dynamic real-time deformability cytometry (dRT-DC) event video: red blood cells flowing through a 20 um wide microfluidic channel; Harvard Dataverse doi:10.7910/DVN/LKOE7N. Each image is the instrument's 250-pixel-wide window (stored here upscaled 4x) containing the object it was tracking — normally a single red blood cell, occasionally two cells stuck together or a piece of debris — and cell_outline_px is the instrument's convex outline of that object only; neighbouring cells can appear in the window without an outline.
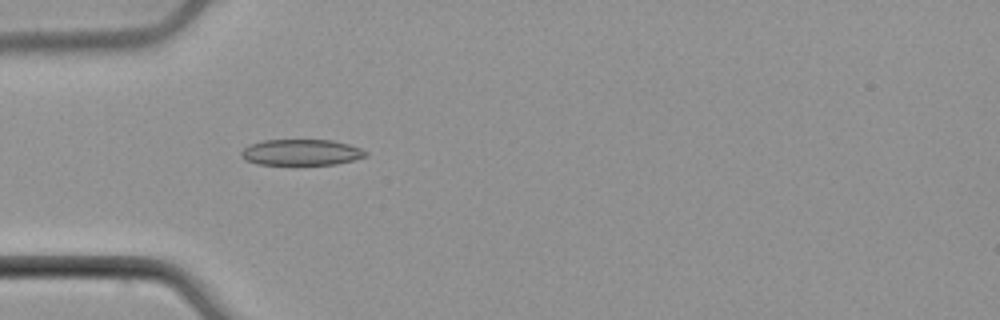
{"species": "common noctule bat (a hibernating species)", "species_latin": "Nyctalus noctula", "temperature_condition": "cold", "stored_images_in_passage": 33, "camera_frame_rate_fps": 3000, "um_per_image_px": 0.085, "animal": {"sex": "male", "body_mass_g": 21.5, "forearm_length_mm": 52.0}, "frame": {"image": 1, "passage_image": 1, "time_ms": 0.0, "image_size_px": [1000, 320], "cell_outline_px": [[368, 156], [336, 164], [260, 164], [244, 160], [240, 156], [240, 152], [244, 148], [252, 144], [264, 140], [332, 140], [348, 144], [360, 148], [368, 152]], "centroid_in_image_um": [25.61, 12.94], "position_along_channel_um": 59.4, "area_um2": 18.73}}
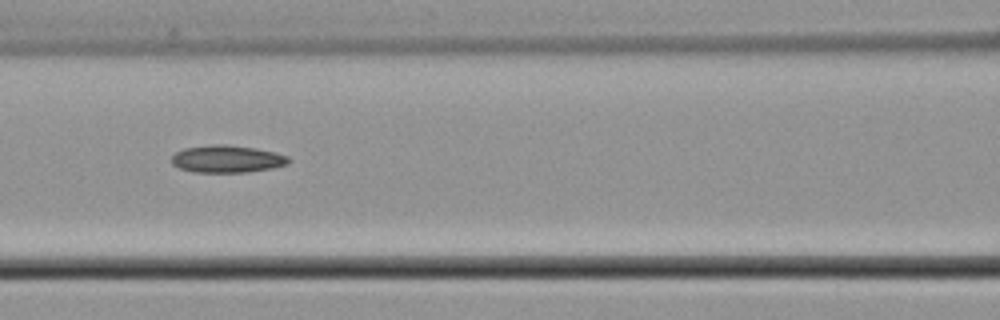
{"frame": {"image": 2, "passage_image": 8, "time_ms": 2.333, "image_size_px": [1000, 320], "cell_outline_px": [[292, 160], [288, 164], [272, 168], [248, 172], [192, 172], [180, 168], [172, 164], [172, 156], [176, 152], [184, 148], [216, 144], [224, 144], [256, 148], [276, 152], [288, 156]], "centroid_in_image_um": [19.33, 13.51], "position_along_channel_um": 147.3, "area_um2": 18.73}}
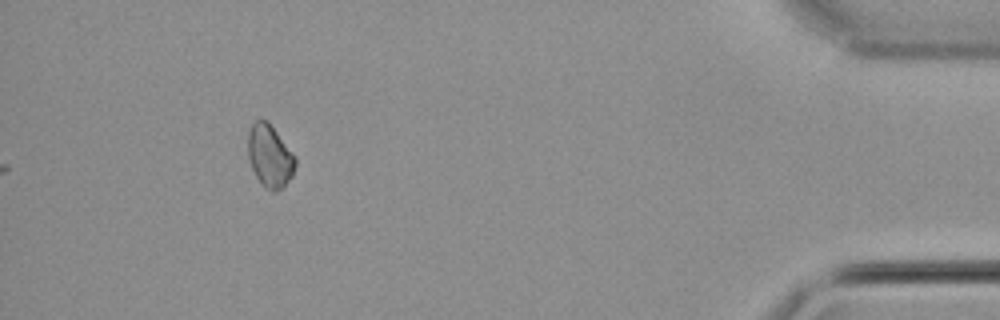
{"frame": {"image": 3, "passage_image": 33, "time_ms": 10.667, "image_size_px": [1000, 320], "cell_outline_px": [[296, 164], [292, 176], [280, 188], [272, 192], [264, 188], [260, 184], [248, 160], [248, 132], [252, 124], [256, 120], [268, 120], [296, 156]], "centroid_in_image_um": [22.93, 13.25], "position_along_channel_um": 412.3, "area_um2": 17.4}}